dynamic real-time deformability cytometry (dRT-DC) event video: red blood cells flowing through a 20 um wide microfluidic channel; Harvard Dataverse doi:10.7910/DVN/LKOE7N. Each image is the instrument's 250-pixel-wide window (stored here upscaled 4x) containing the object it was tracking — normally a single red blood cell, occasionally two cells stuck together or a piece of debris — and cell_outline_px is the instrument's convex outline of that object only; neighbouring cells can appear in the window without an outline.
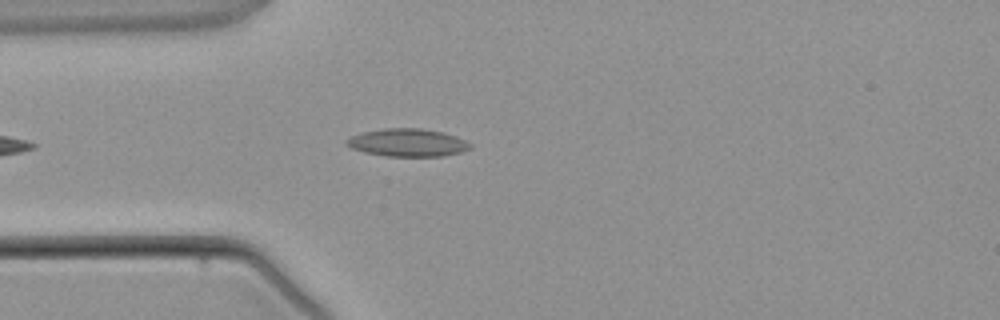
{"species": "common noctule bat (a hibernating species)", "species_latin": "Nyctalus noctula", "temperature_condition": "warm", "stored_images_in_passage": 3, "camera_frame_rate_fps": 3000, "um_per_image_px": 0.085, "animal": {"sex": "male", "body_mass_g": 21.5, "forearm_length_mm": 52.0}, "frame": {"image": 1, "passage_image": 3, "time_ms": 2.333, "image_size_px": [1000, 320], "cell_outline_px": [[472, 148], [460, 152], [444, 156], [384, 156], [364, 152], [352, 148], [344, 144], [344, 140], [360, 132], [384, 128], [420, 128], [440, 132], [456, 136], [472, 144]], "centroid_in_image_um": [34.61, 12.12], "position_along_channel_um": 50.4, "area_um2": 20.11}}